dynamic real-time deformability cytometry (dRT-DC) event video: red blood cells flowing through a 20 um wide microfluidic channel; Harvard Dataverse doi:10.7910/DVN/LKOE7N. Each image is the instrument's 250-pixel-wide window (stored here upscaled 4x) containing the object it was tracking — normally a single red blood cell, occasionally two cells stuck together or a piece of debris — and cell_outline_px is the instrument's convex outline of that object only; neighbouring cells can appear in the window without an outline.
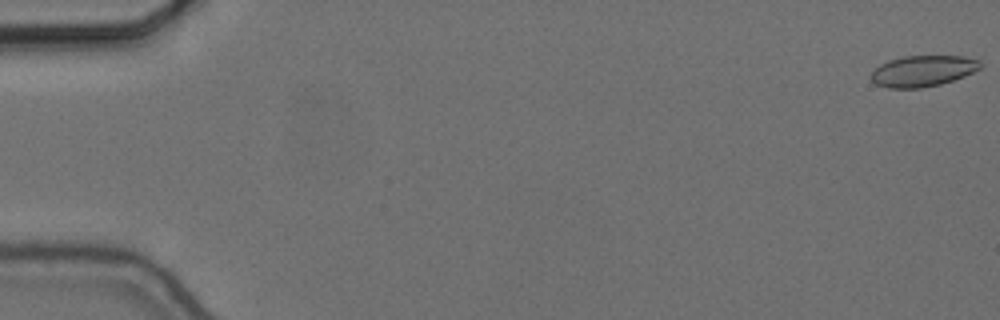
{"species": "common noctule bat (a hibernating species)", "species_latin": "Nyctalus noctula", "temperature_condition": "cold", "stored_images_in_passage": 57, "camera_frame_rate_fps": 3000, "um_per_image_px": 0.085, "animal": {"sex": "female", "body_mass_g": 24.6, "forearm_length_mm": 56.2}, "frame": {"image": 1, "passage_image": 1, "time_ms": 0.0, "image_size_px": [1000, 320], "cell_outline_px": [[980, 68], [964, 76], [940, 84], [920, 88], [888, 88], [876, 84], [872, 80], [872, 72], [880, 64], [888, 60], [904, 56], [964, 56], [980, 60]], "centroid_in_image_um": [78.43, 6.03], "position_along_channel_um": 6.6, "area_um2": 19.59}}
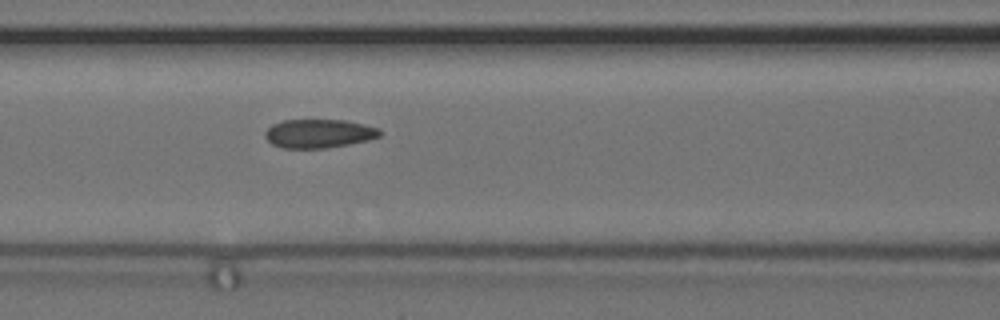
{"frame": {"image": 2, "passage_image": 25, "time_ms": 8.0, "image_size_px": [1000, 320], "cell_outline_px": [[384, 132], [380, 136], [368, 140], [348, 144], [324, 148], [284, 148], [272, 144], [264, 136], [264, 132], [272, 124], [284, 120], [344, 120], [364, 124], [380, 128]], "centroid_in_image_um": [27.12, 11.34], "position_along_channel_um": 139.5, "area_um2": 19.25}}
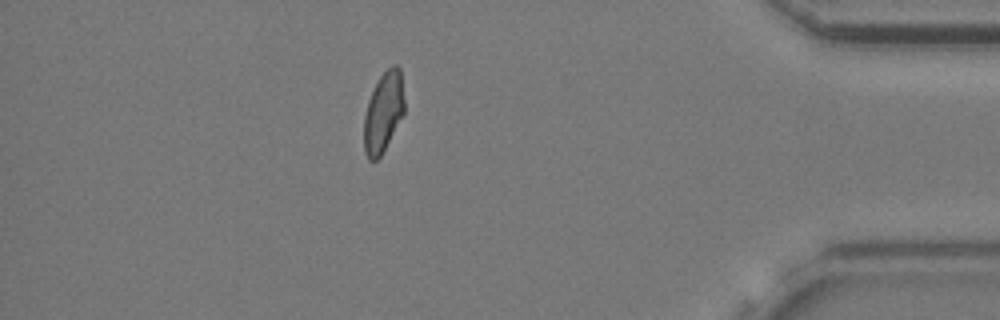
{"frame": {"image": 3, "passage_image": 50, "time_ms": 16.333, "image_size_px": [1000, 320], "cell_outline_px": [[404, 112], [380, 156], [376, 160], [368, 160], [364, 152], [364, 116], [368, 100], [380, 76], [392, 64], [396, 64], [400, 68], [404, 100]], "centroid_in_image_um": [32.57, 9.52], "position_along_channel_um": 402.6, "area_um2": 18.55}, "authors_computed_cell_mechanics": {"area_um2": 19.5942, "velocity_mm_per_s": 3.6639, "shape_relaxation_time_tau1_ms": null, "shape_relaxation_time_tau2_ms": 2.1222, "deformation_change_tau1": null, "deformation_change_tau2": 0.0765}}